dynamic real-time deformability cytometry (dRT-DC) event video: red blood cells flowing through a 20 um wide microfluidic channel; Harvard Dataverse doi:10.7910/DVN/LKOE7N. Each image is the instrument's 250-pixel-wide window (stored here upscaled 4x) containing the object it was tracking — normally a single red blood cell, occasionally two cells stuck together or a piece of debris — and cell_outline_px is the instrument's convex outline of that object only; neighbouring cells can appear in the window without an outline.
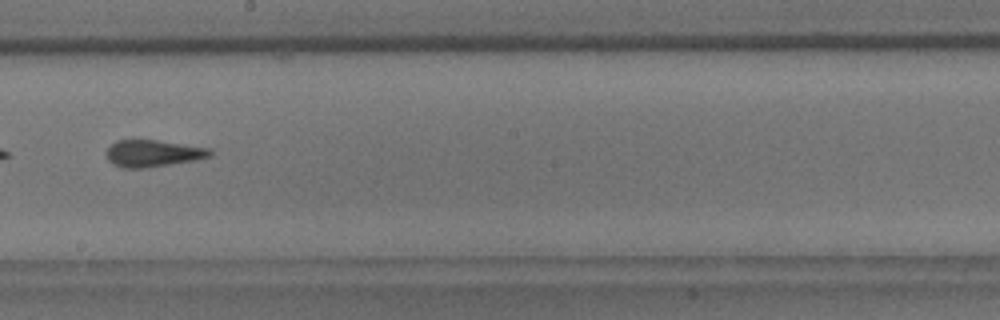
{"species": "common noctule bat (a hibernating species)", "species_latin": "Nyctalus noctula", "temperature_condition": "room temperature", "stored_images_in_passage": 11, "camera_frame_rate_fps": 3000, "um_per_image_px": 0.085, "animal": {"sex": "male", "body_mass_g": 18.8}, "frame": {"image": 1, "passage_image": 5, "time_ms": 1.333, "image_size_px": [1000, 320], "cell_outline_px": [[212, 156], [192, 160], [148, 168], [124, 168], [112, 164], [108, 160], [104, 152], [116, 140], [156, 140], [212, 148]], "centroid_in_image_um": [12.98, 13.03], "position_along_channel_um": 235.2, "area_um2": 16.3}}
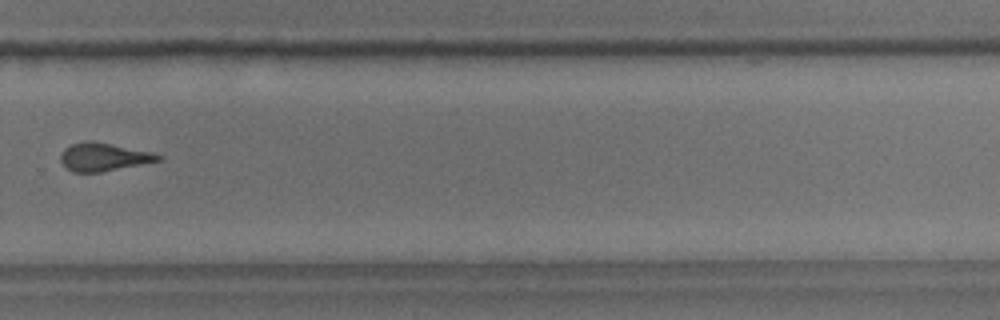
{"frame": {"image": 2, "passage_image": 7, "time_ms": 2.0, "image_size_px": [1000, 320], "cell_outline_px": [[164, 156], [160, 160], [100, 172], [72, 172], [60, 160], [60, 156], [64, 148], [72, 144], [88, 140], [92, 140], [152, 152]], "centroid_in_image_um": [8.79, 13.33], "position_along_channel_um": 321.0, "area_um2": 15.78}}